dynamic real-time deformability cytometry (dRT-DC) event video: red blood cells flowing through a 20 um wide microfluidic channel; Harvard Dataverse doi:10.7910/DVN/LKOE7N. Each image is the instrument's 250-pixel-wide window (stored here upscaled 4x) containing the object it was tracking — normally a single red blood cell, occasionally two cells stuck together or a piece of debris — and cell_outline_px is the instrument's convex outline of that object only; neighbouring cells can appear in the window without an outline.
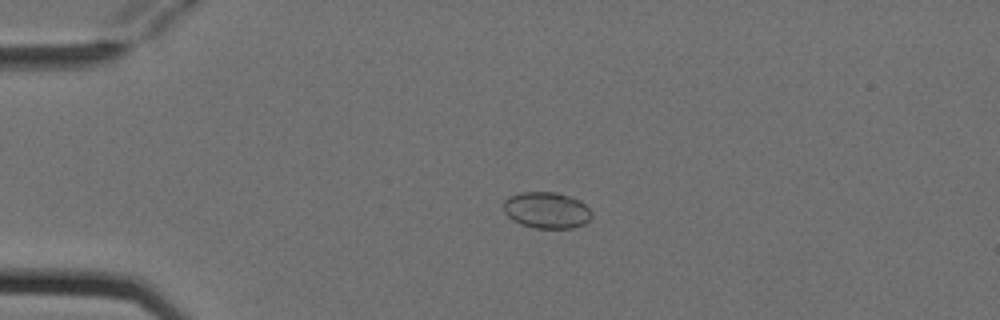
{"species": "Egyptian fruit bat (a non-hibernating species)", "species_latin": "Rousettus aegyptiacus", "temperature_condition": "cold", "stored_images_in_passage": 3, "camera_frame_rate_fps": 3000, "um_per_image_px": 0.085, "animal": {"sex": "female"}, "frame": {"image": 1, "passage_image": 2, "time_ms": 0.333, "image_size_px": [1000, 320], "cell_outline_px": [[592, 216], [584, 224], [572, 228], [536, 228], [520, 224], [512, 220], [504, 212], [504, 200], [508, 196], [520, 192], [556, 192], [568, 196], [584, 204], [592, 212]], "centroid_in_image_um": [46.43, 17.87], "position_along_channel_um": 38.6, "area_um2": 18.61}}